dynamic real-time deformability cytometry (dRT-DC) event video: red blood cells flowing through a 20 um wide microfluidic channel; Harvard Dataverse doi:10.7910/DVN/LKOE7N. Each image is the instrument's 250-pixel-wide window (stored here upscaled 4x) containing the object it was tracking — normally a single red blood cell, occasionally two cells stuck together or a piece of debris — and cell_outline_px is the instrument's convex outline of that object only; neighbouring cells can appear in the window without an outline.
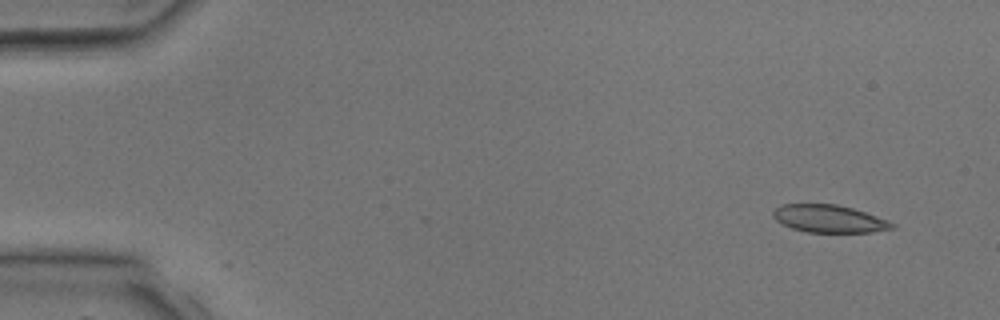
{"species": "common noctule bat (a hibernating species)", "species_latin": "Nyctalus noctula", "temperature_condition": "room temperature", "stored_images_in_passage": 5, "camera_frame_rate_fps": 3000, "um_per_image_px": 0.085, "animal": {"sex": "male", "body_mass_g": 17.9, "forearm_length_mm": 54.2}, "frame": {"image": 1, "passage_image": 1, "time_ms": 0.0, "image_size_px": [1000, 320], "cell_outline_px": [[896, 228], [872, 232], [804, 232], [792, 228], [776, 220], [772, 216], [772, 212], [780, 204], [836, 204], [852, 208], [888, 220], [896, 224]], "centroid_in_image_um": [70.48, 18.59], "position_along_channel_um": 14.5, "area_um2": 19.13}}